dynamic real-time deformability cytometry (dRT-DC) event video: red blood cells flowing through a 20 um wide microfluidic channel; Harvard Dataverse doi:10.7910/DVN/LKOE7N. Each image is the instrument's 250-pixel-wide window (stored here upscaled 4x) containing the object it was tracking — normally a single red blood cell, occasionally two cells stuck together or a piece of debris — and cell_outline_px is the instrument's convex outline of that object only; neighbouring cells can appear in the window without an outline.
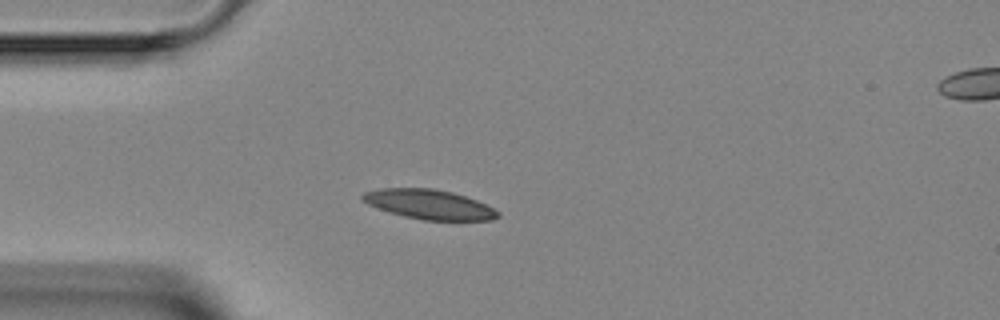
{"species": "Egyptian fruit bat (a non-hibernating species)", "species_latin": "Rousettus aegyptiacus", "temperature_condition": "room temperature", "stored_images_in_passage": 3, "segment_of_instrument_passage": [1, 2], "camera_frame_rate_fps": 3000, "um_per_image_px": 0.085, "animal": {"sex": "female"}, "frame": {"image": 1, "passage_image": 2, "time_ms": 2.0, "image_size_px": [1000, 320], "cell_outline_px": [[500, 216], [492, 220], [424, 220], [404, 216], [388, 212], [376, 208], [360, 200], [360, 196], [364, 192], [380, 188], [432, 188], [452, 192], [476, 200], [500, 212]], "centroid_in_image_um": [36.43, 17.37], "position_along_channel_um": 48.6, "area_um2": 23.35}}